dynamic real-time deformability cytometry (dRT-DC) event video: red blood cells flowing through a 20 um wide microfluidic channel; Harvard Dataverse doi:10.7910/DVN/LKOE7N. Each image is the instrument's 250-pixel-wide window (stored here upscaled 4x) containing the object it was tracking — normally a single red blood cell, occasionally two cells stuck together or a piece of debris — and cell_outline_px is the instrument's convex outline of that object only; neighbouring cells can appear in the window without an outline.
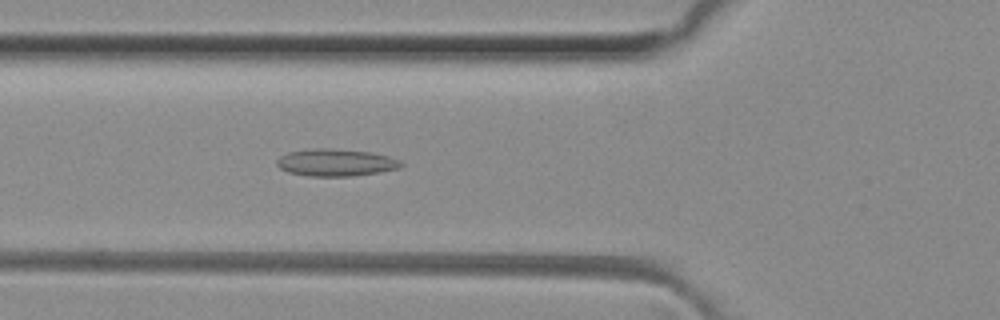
{"species": "common noctule bat (a hibernating species)", "species_latin": "Nyctalus noctula", "temperature_condition": "room temperature", "stored_images_in_passage": 35, "camera_frame_rate_fps": 3000, "um_per_image_px": 0.085, "animal": {"sex": "female", "body_mass_g": 29.2, "forearm_length_mm": 56.3}, "frame": {"image": 1, "passage_image": 5, "time_ms": 1.333, "image_size_px": [1000, 320], "cell_outline_px": [[404, 164], [400, 168], [352, 176], [308, 176], [288, 172], [280, 168], [276, 164], [276, 160], [280, 156], [288, 152], [316, 148], [328, 148], [368, 152], [388, 156], [400, 160]], "centroid_in_image_um": [28.52, 13.82], "position_along_channel_um": 97.3, "area_um2": 19.54}}
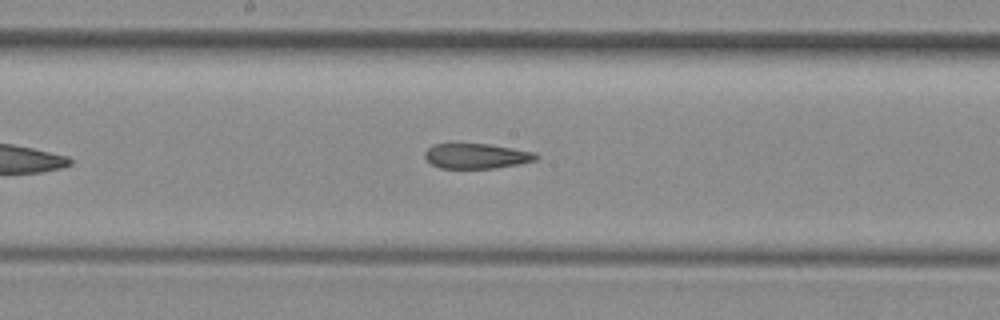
{"frame": {"image": 2, "passage_image": 13, "time_ms": 4.0, "image_size_px": [1000, 320], "cell_outline_px": [[540, 156], [536, 160], [520, 164], [496, 168], [440, 168], [432, 164], [424, 156], [424, 152], [432, 144], [488, 144], [536, 152]], "centroid_in_image_um": [40.53, 13.26], "position_along_channel_um": 207.7, "area_um2": 16.3}}
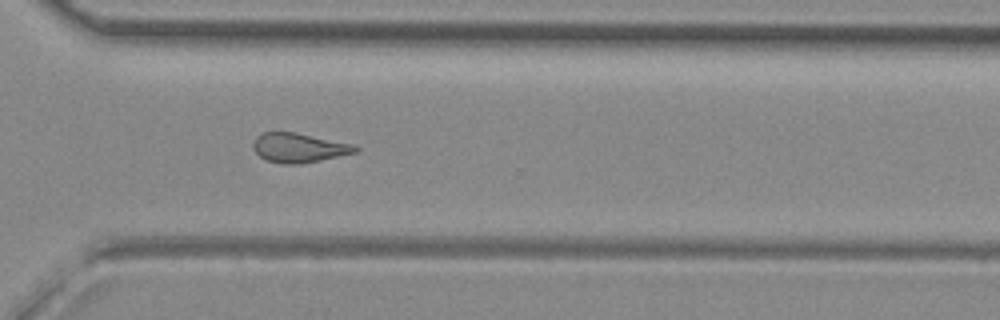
{"frame": {"image": 3, "passage_image": 23, "time_ms": 7.333, "image_size_px": [1000, 320], "cell_outline_px": [[360, 148], [356, 152], [320, 160], [300, 164], [284, 164], [268, 160], [260, 156], [252, 148], [252, 144], [256, 136], [260, 132], [296, 132], [352, 144]], "centroid_in_image_um": [25.37, 12.55], "position_along_channel_um": 345.2, "area_um2": 17.4}, "authors_computed_cell_mechanics": {"area_um2": 18.2648, "velocity_mm_per_s": 4.1345, "shape_relaxation_time_tau1_ms": null, "shape_relaxation_time_tau2_ms": 3.1041, "deformation_change_tau1": null, "deformation_change_tau2": 0.1258}}